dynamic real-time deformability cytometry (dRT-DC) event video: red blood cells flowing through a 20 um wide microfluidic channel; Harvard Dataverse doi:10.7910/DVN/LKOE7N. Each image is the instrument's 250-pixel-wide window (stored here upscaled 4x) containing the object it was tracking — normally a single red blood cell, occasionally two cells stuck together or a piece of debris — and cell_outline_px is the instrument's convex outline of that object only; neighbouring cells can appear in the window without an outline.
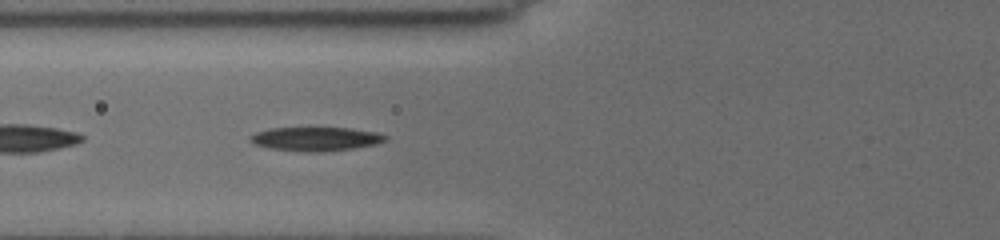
{"species": "common noctule bat (a hibernating species)", "species_latin": "Nyctalus noctula", "temperature_condition": "cold", "stored_images_in_passage": 8, "camera_frame_rate_fps": 3000, "um_per_image_px": 0.085, "animal": {"sex": "female", "body_mass_g": 19.5, "forearm_length_mm": 54.1}, "frame": {"image": 1, "passage_image": 8, "time_ms": 7.333, "image_size_px": [1000, 240], "cell_outline_px": [[388, 140], [376, 144], [356, 148], [324, 152], [300, 152], [268, 148], [252, 144], [248, 140], [248, 136], [256, 132], [272, 128], [348, 128], [376, 132], [388, 136]], "centroid_in_image_um": [26.81, 11.82], "position_along_channel_um": 99.0, "area_um2": 19.13}}